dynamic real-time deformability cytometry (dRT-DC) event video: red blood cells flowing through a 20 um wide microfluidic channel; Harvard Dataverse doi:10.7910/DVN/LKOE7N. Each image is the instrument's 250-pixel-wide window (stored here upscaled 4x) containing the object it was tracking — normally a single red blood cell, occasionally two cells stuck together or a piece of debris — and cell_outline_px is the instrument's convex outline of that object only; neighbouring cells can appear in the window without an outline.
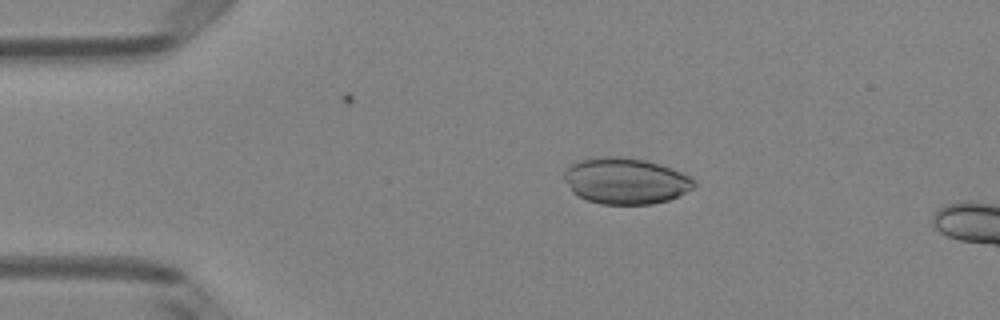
{"species": "Egyptian fruit bat (a non-hibernating species)", "species_latin": "Rousettus aegyptiacus", "temperature_condition": "room temperature", "stored_images_in_passage": 16, "camera_frame_rate_fps": 3000, "um_per_image_px": 0.085, "animal": {"sex": "female"}, "frame": {"image": 1, "passage_image": 10, "time_ms": 3.0, "image_size_px": [1000, 320], "cell_outline_px": [[696, 184], [692, 188], [668, 200], [652, 204], [600, 204], [588, 200], [572, 192], [564, 180], [564, 168], [580, 160], [604, 156], [620, 156], [644, 160], [660, 164], [692, 176], [696, 180]], "centroid_in_image_um": [53.17, 15.37], "position_along_channel_um": 31.8, "area_um2": 34.97}}